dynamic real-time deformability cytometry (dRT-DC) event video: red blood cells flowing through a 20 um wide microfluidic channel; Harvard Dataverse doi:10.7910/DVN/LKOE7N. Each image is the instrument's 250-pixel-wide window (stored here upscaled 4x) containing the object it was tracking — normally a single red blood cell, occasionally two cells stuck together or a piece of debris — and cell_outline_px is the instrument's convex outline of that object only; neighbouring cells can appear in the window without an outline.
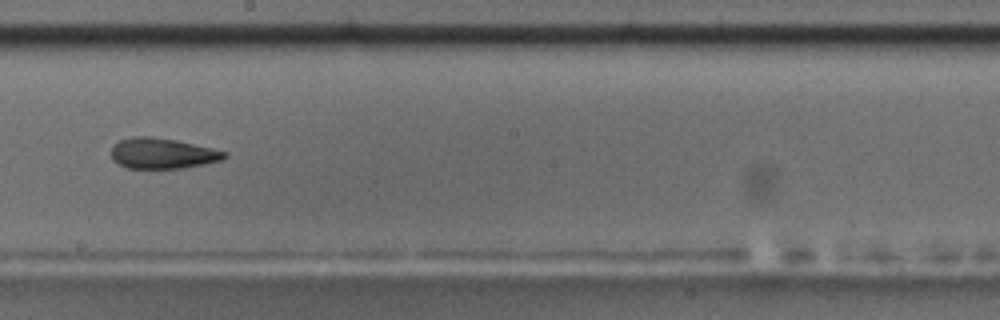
{"species": "common noctule bat (a hibernating species)", "species_latin": "Nyctalus noctula", "temperature_condition": "room temperature", "stored_images_in_passage": 56, "camera_frame_rate_fps": 3000, "um_per_image_px": 0.085, "animal": {"sex": "male", "body_mass_g": 17.5, "forearm_length_mm": 52.3}, "frame": {"image": 1, "passage_image": 32, "time_ms": 10.333, "image_size_px": [1000, 320], "cell_outline_px": [[228, 156], [224, 160], [184, 168], [128, 168], [112, 160], [112, 144], [120, 140], [132, 136], [152, 136], [176, 140], [212, 148], [228, 152]], "centroid_in_image_um": [13.83, 13.03], "position_along_channel_um": 234.4, "area_um2": 20.35}, "authors_computed_cell_mechanics": {"area_um2": 20.6346, "velocity_mm_per_s": 3.6933, "shape_relaxation_time_tau1_ms": null, "shape_relaxation_time_tau2_ms": 3.8332, "deformation_change_tau1": null, "deformation_change_tau2": 0.1226}}